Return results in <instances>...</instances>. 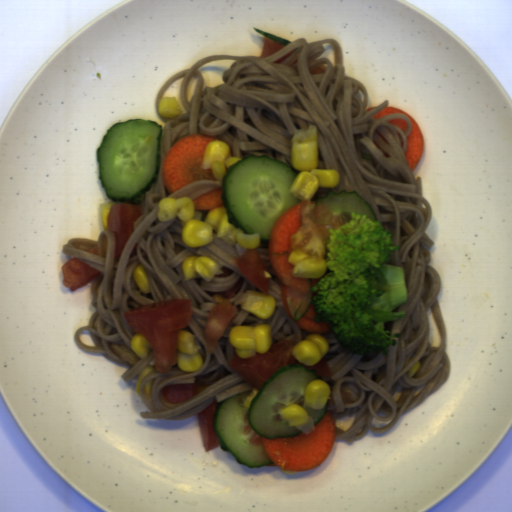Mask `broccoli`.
Masks as SVG:
<instances>
[{"label":"broccoli","mask_w":512,"mask_h":512,"mask_svg":"<svg viewBox=\"0 0 512 512\" xmlns=\"http://www.w3.org/2000/svg\"><path fill=\"white\" fill-rule=\"evenodd\" d=\"M350 221L325 239L326 267L330 272L311 287L315 322L329 325L342 351L366 356L388 355L401 333L391 334L385 322L404 320L409 290L406 270L388 264L391 252L401 251L393 233L380 220L351 211ZM395 338V339H393Z\"/></svg>","instance_id":"obj_1"}]
</instances>
